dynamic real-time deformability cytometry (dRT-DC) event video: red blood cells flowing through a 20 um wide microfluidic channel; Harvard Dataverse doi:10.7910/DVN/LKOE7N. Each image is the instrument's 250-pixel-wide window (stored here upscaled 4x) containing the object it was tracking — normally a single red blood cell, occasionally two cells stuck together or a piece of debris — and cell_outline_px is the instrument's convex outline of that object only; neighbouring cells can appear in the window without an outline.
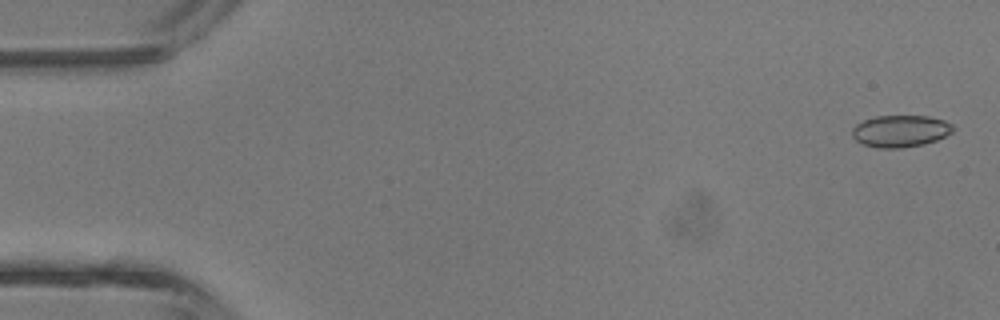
{"species": "common noctule bat (a hibernating species)", "species_latin": "Nyctalus noctula", "temperature_condition": "room temperature", "stored_images_in_passage": 5, "camera_frame_rate_fps": 3000, "um_per_image_px": 0.085, "animal": {"sex": "male", "body_mass_g": 13.3}, "frame": {"image": 1, "passage_image": 1, "time_ms": 0.0, "image_size_px": [1000, 320], "cell_outline_px": [[952, 132], [936, 140], [924, 144], [904, 148], [876, 148], [864, 144], [856, 140], [852, 136], [852, 128], [856, 124], [864, 120], [876, 116], [928, 116], [944, 120], [952, 124]], "centroid_in_image_um": [76.51, 11.14], "position_along_channel_um": 8.5, "area_um2": 18.73}}